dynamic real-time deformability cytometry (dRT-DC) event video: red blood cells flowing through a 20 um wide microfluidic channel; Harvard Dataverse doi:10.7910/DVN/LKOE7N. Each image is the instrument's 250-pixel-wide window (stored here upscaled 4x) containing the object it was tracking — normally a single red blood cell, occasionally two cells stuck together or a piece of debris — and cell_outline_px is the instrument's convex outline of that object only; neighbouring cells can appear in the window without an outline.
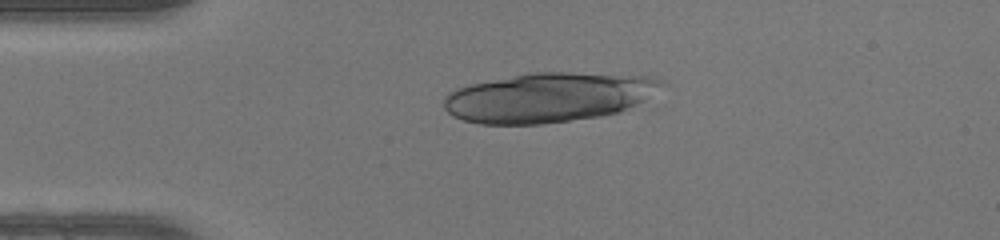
{"species": "human", "species_latin": "Homo sapiens", "temperature_condition": "warm", "stored_images_in_passage": 48, "camera_frame_rate_fps": 3000, "um_per_image_px": 0.085, "donor": {"sex": "female"}, "frame": {"image": 1, "passage_image": 11, "time_ms": 3.333, "image_size_px": [1000, 240], "cell_outline_px": [[668, 84], [644, 100], [620, 112], [600, 116], [540, 124], [480, 124], [464, 120], [452, 116], [444, 108], [444, 96], [448, 92], [456, 88], [472, 84], [532, 72], [568, 72], [652, 76]], "centroid_in_image_um": [46.64, 8.27], "position_along_channel_um": 38.4, "area_um2": 62.83}}